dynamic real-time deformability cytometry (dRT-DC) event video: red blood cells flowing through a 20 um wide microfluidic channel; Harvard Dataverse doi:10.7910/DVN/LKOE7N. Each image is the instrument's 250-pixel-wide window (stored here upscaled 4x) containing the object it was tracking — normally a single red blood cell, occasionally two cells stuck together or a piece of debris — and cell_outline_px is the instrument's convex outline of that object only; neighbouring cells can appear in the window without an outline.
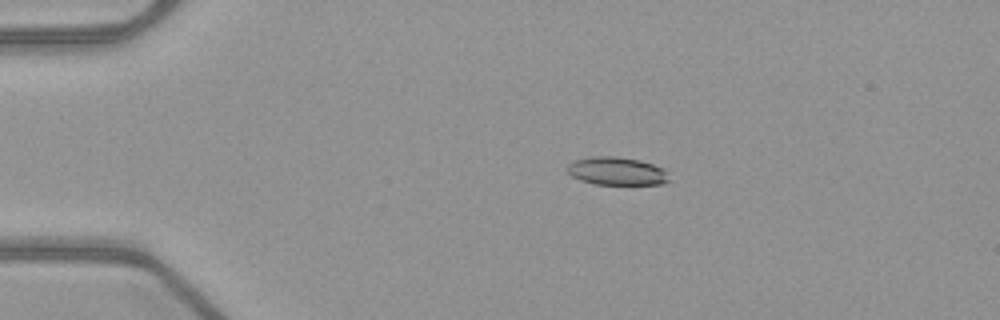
{"species": "common noctule bat (a hibernating species)", "species_latin": "Nyctalus noctula", "temperature_condition": "warm", "stored_images_in_passage": 42, "camera_frame_rate_fps": 3000, "um_per_image_px": 0.085, "animal": {"sex": "female", "body_mass_g": 21.9}, "frame": {"image": 1, "passage_image": 1, "time_ms": 0.0, "image_size_px": [1000, 320], "cell_outline_px": [[672, 180], [664, 184], [596, 184], [580, 180], [572, 176], [564, 168], [568, 164], [576, 160], [592, 156], [616, 156], [640, 160], [664, 168], [668, 172]], "centroid_in_image_um": [52.46, 14.54], "position_along_channel_um": 32.5, "area_um2": 16.88}}
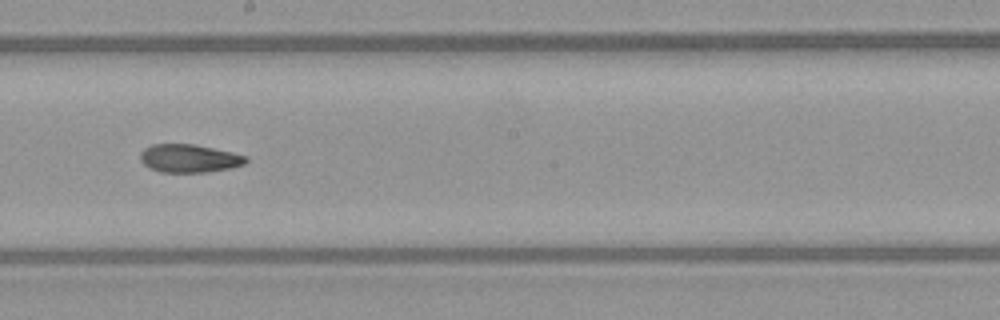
{"frame": {"image": 2, "passage_image": 20, "time_ms": 6.333, "image_size_px": [1000, 320], "cell_outline_px": [[248, 160], [244, 164], [232, 168], [208, 172], [160, 172], [148, 168], [140, 160], [140, 152], [144, 148], [152, 144], [196, 144], [232, 152], [248, 156]], "centroid_in_image_um": [16.08, 13.46], "position_along_channel_um": 232.1, "area_um2": 17.57}}
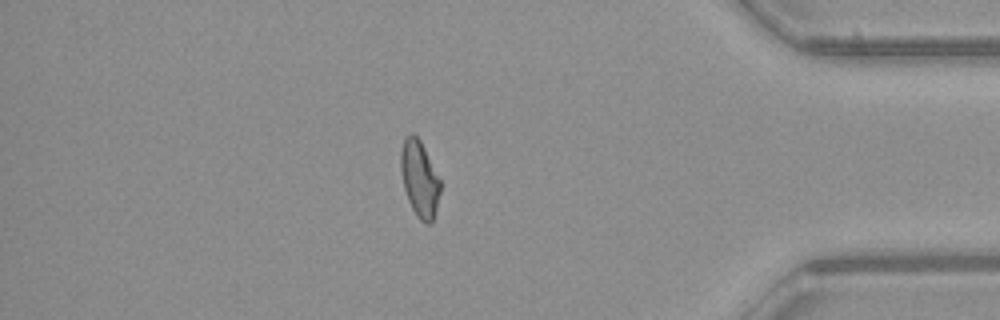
{"frame": {"image": 3, "passage_image": 35, "time_ms": 11.333, "image_size_px": [1000, 320], "cell_outline_px": [[440, 192], [432, 224], [424, 224], [416, 216], [408, 200], [404, 188], [400, 168], [400, 152], [404, 140], [412, 132], [420, 140], [440, 180]], "centroid_in_image_um": [35.65, 15.23], "position_along_channel_um": 399.6, "area_um2": 17.4}, "authors_computed_cell_mechanics": {"area_um2": 17.6868, "velocity_mm_per_s": 4.0196, "shape_relaxation_time_tau1_ms": null, "shape_relaxation_time_tau2_ms": 4.497, "deformation_change_tau1": null, "deformation_change_tau2": 0.1275}}